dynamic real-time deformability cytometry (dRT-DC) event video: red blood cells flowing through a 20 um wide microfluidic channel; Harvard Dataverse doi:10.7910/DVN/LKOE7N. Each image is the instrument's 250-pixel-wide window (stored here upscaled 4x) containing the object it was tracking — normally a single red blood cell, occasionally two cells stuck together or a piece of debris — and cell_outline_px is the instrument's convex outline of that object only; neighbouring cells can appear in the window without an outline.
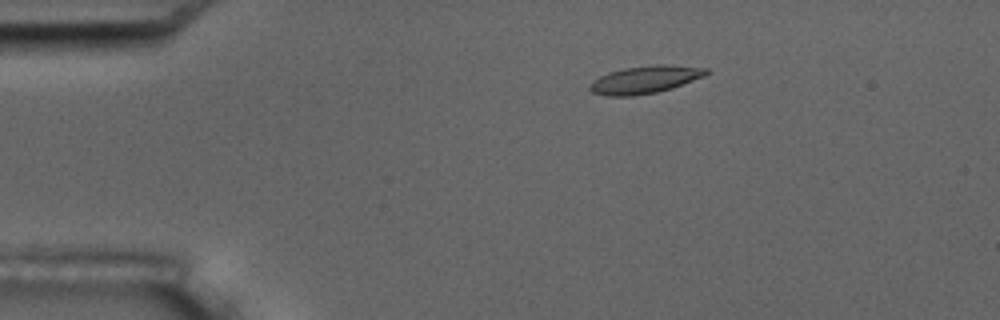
{"species": "common noctule bat (a hibernating species)", "species_latin": "Nyctalus noctula", "temperature_condition": "room temperature", "stored_images_in_passage": 4, "camera_frame_rate_fps": 3000, "um_per_image_px": 0.085, "animal": {"sex": "male", "body_mass_g": 17.5, "forearm_length_mm": 52.3}, "frame": {"image": 1, "passage_image": 1, "time_ms": 0.0, "image_size_px": [1000, 320], "cell_outline_px": [[708, 72], [704, 76], [672, 88], [656, 92], [632, 96], [608, 96], [592, 92], [588, 88], [588, 84], [592, 80], [608, 72], [624, 68], [656, 64], [664, 64], [708, 68]], "centroid_in_image_um": [54.78, 6.76], "position_along_channel_um": 30.2, "area_um2": 18.73}}
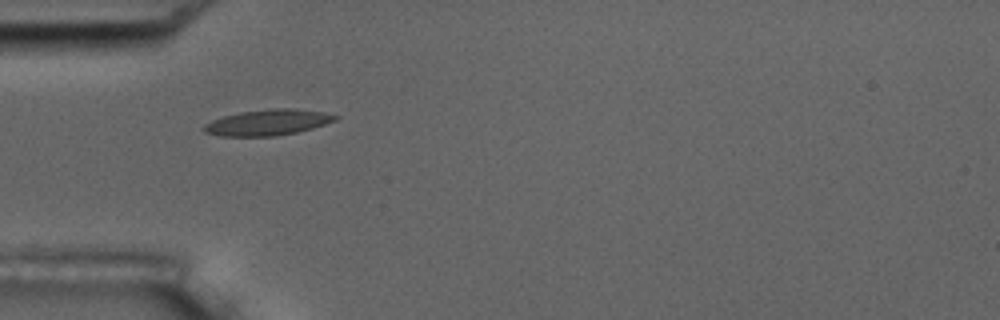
{"frame": {"image": 2, "passage_image": 3, "time_ms": 2.333, "image_size_px": [1000, 320], "cell_outline_px": [[340, 116], [336, 120], [312, 128], [296, 132], [276, 136], [220, 136], [204, 132], [200, 128], [204, 124], [212, 120], [224, 116], [240, 112], [272, 108], [292, 108], [324, 112]], "centroid_in_image_um": [22.73, 10.4], "position_along_channel_um": 62.3, "area_um2": 19.83}}